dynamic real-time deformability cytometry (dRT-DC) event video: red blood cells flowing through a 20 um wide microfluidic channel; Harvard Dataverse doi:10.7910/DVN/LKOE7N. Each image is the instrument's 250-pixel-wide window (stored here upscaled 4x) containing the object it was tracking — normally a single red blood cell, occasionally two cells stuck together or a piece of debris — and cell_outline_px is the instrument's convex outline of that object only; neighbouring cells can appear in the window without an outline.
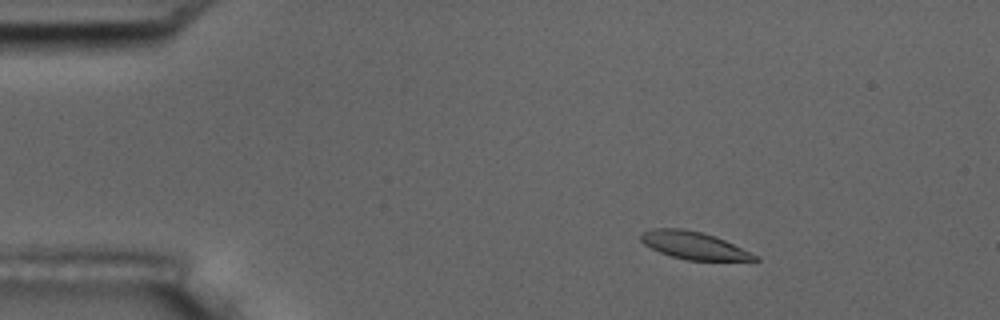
{"species": "common noctule bat (a hibernating species)", "species_latin": "Nyctalus noctula", "temperature_condition": "room temperature", "stored_images_in_passage": 7, "camera_frame_rate_fps": 3000, "um_per_image_px": 0.085, "animal": {"sex": "male", "body_mass_g": 17.5, "forearm_length_mm": 52.3}, "frame": {"image": 1, "passage_image": 3, "time_ms": 2.333, "image_size_px": [1000, 320], "cell_outline_px": [[760, 260], [688, 260], [672, 256], [660, 252], [644, 244], [640, 240], [640, 236], [644, 232], [652, 228], [684, 228], [700, 232], [724, 240], [756, 256]], "centroid_in_image_um": [58.9, 20.85], "position_along_channel_um": 26.1, "area_um2": 17.69}}
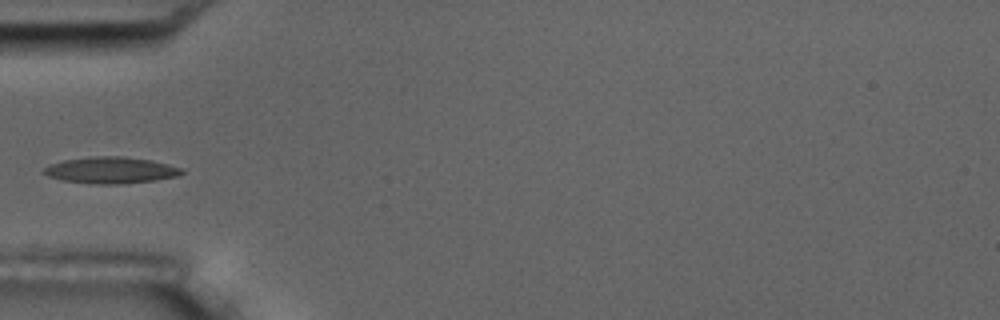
{"frame": {"image": 2, "passage_image": 5, "time_ms": 5.667, "image_size_px": [1000, 320], "cell_outline_px": [[184, 172], [176, 176], [156, 180], [120, 184], [92, 184], [60, 180], [48, 176], [40, 172], [44, 168], [52, 164], [64, 160], [96, 156], [124, 156], [148, 160], [180, 168]], "centroid_in_image_um": [9.35, 14.48], "position_along_channel_um": 75.7, "area_um2": 21.04}}